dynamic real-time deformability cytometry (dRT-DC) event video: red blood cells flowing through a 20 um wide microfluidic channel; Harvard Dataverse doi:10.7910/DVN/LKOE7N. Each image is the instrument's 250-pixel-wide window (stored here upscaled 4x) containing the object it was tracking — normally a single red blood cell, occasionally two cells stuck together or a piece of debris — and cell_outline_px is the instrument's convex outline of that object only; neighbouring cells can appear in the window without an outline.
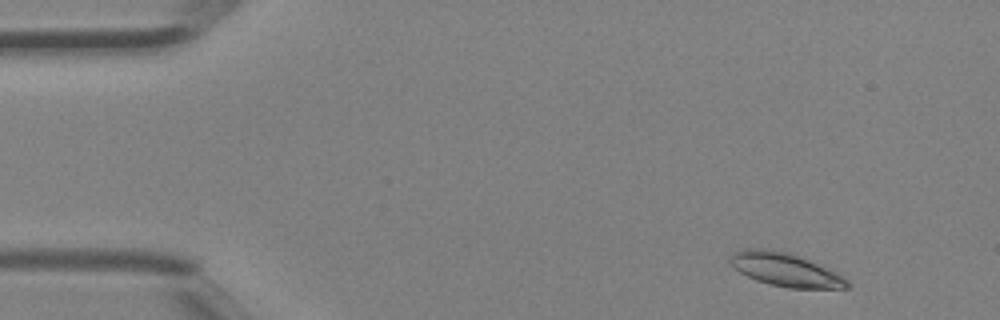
{"species": "Egyptian fruit bat (a non-hibernating species)", "species_latin": "Rousettus aegyptiacus", "temperature_condition": "room temperature", "stored_images_in_passage": 44, "camera_frame_rate_fps": 3000, "um_per_image_px": 0.085, "animal": {"sex": "female"}, "frame": {"image": 1, "passage_image": 3, "time_ms": 0.667, "image_size_px": [1000, 320], "cell_outline_px": [[848, 288], [788, 288], [768, 284], [756, 280], [740, 272], [728, 260], [732, 252], [744, 248], [772, 248], [788, 252], [800, 256], [836, 272], [844, 276], [848, 280]], "centroid_in_image_um": [66.73, 22.9], "position_along_channel_um": 18.3, "area_um2": 22.89}}
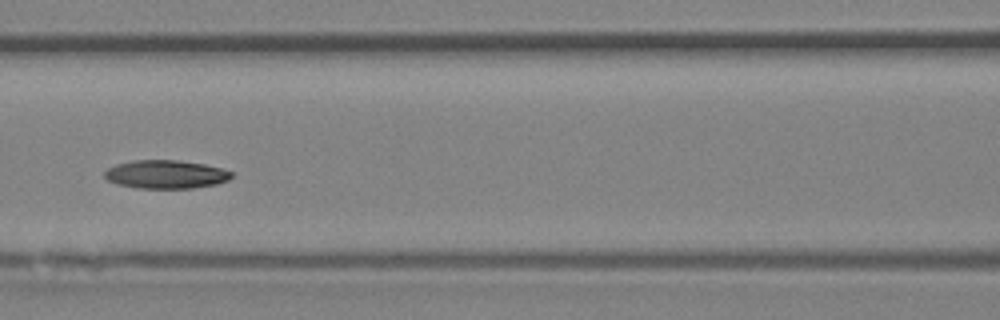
{"frame": {"image": 2, "passage_image": 19, "time_ms": 6.0, "image_size_px": [1000, 320], "cell_outline_px": [[232, 176], [228, 180], [216, 184], [192, 188], [140, 188], [116, 184], [108, 180], [104, 176], [104, 172], [108, 168], [116, 164], [132, 160], [176, 160], [204, 164], [220, 168], [232, 172]], "centroid_in_image_um": [14.07, 14.82], "position_along_channel_um": 152.5, "area_um2": 20.92}}
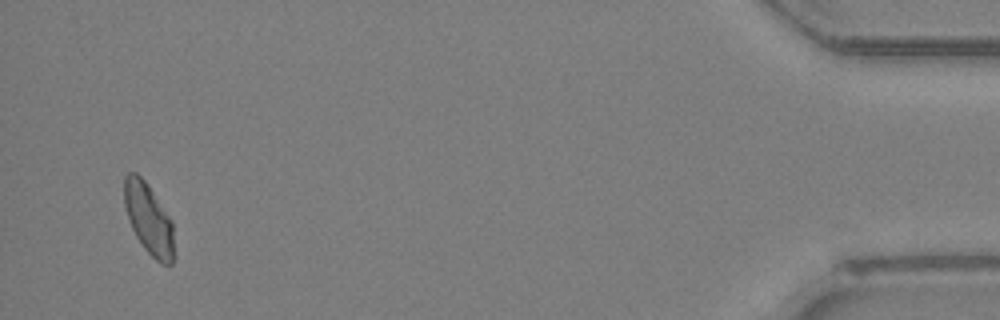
{"frame": {"image": 3, "passage_image": 43, "time_ms": 14.0, "image_size_px": [1000, 320], "cell_outline_px": [[172, 264], [160, 264], [144, 248], [136, 236], [128, 220], [124, 204], [124, 176], [128, 172], [136, 172], [144, 180], [172, 220]], "centroid_in_image_um": [12.6, 18.58], "position_along_channel_um": 422.6, "area_um2": 20.17}, "authors_computed_cell_mechanics": {"area_um2": 21.1837, "velocity_mm_per_s": 4.4358, "shape_relaxation_time_tau1_ms": 9.5593, "shape_relaxation_time_tau2_ms": null, "deformation_change_tau1": 0.1758, "deformation_change_tau2": null}}